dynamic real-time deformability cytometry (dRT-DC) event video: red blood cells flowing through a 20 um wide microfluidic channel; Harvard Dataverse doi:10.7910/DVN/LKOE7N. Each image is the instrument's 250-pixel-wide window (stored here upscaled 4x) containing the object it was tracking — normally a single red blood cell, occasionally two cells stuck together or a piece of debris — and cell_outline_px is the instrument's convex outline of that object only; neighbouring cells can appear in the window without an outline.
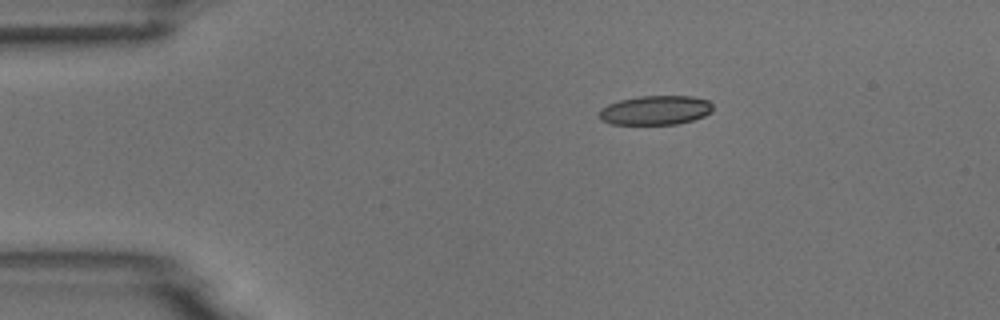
{"species": "common noctule bat (a hibernating species)", "species_latin": "Nyctalus noctula", "temperature_condition": "room temperature", "stored_images_in_passage": 4, "camera_frame_rate_fps": 3000, "um_per_image_px": 0.085, "animal": {"sex": "male", "body_mass_g": 18.8}, "frame": {"image": 1, "passage_image": 1, "time_ms": 0.0, "image_size_px": [1000, 320], "cell_outline_px": [[712, 112], [704, 116], [692, 120], [676, 124], [612, 124], [600, 120], [600, 108], [608, 104], [620, 100], [640, 96], [692, 96], [708, 100], [712, 104]], "centroid_in_image_um": [55.72, 9.36], "position_along_channel_um": 29.3, "area_um2": 19.36}}
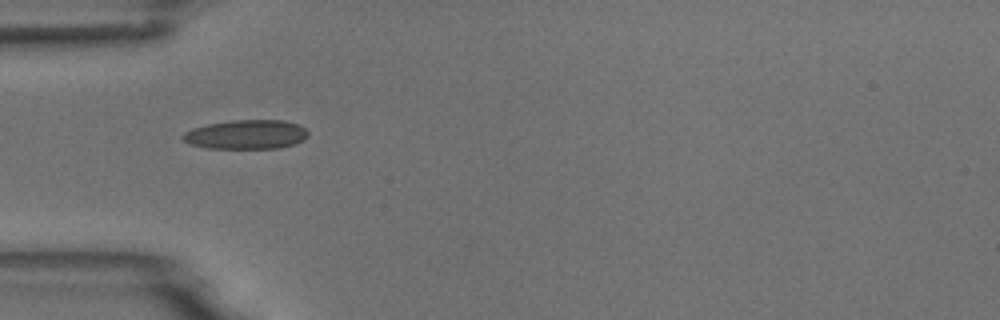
{"frame": {"image": 2, "passage_image": 2, "time_ms": 2.333, "image_size_px": [1000, 320], "cell_outline_px": [[308, 136], [304, 140], [296, 144], [280, 148], [208, 148], [188, 144], [180, 136], [184, 132], [192, 128], [208, 124], [232, 120], [284, 120], [296, 124], [304, 128], [308, 132]], "centroid_in_image_um": [20.92, 11.43], "position_along_channel_um": 64.1, "area_um2": 21.44}}